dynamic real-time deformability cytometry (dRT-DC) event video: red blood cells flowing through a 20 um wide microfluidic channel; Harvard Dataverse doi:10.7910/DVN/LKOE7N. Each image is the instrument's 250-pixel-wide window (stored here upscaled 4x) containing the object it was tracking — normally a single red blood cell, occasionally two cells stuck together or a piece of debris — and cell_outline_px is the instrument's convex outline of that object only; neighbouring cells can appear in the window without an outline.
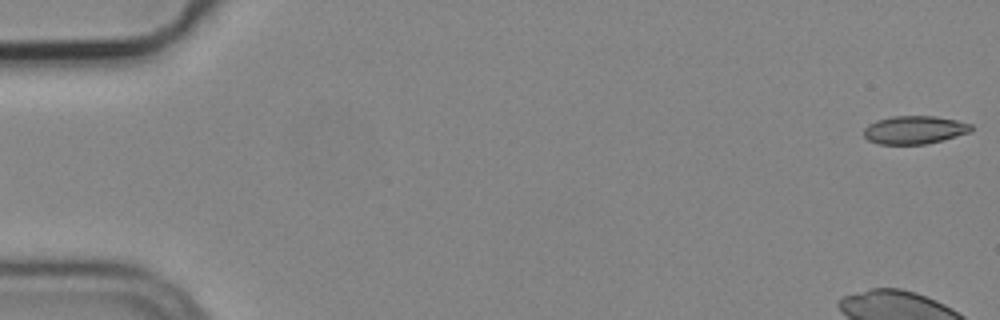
{"species": "common noctule bat (a hibernating species)", "species_latin": "Nyctalus noctula", "temperature_condition": "cold", "stored_images_in_passage": 4, "segment_of_instrument_passage": [2, 2], "camera_frame_rate_fps": 3000, "um_per_image_px": 0.085, "animal": {"sex": "male", "body_mass_g": 19.2, "forearm_length_mm": 51.8}, "frame": {"image": 1, "passage_image": 4, "time_ms": 1.0, "image_size_px": [1000, 320], "cell_outline_px": [[972, 132], [924, 144], [880, 144], [868, 140], [864, 136], [864, 128], [868, 124], [876, 120], [892, 116], [936, 116], [956, 120], [972, 124]], "centroid_in_image_um": [77.72, 11.03], "position_along_channel_um": 7.3, "area_um2": 17.57}}